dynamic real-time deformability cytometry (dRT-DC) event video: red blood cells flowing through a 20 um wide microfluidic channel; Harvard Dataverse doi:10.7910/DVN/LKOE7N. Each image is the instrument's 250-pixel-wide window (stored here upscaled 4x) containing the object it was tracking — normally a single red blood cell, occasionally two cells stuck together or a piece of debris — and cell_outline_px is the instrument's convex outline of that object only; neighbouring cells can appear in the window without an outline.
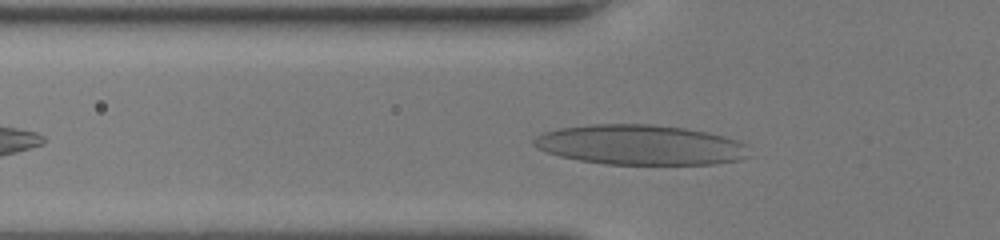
{"species": "human", "species_latin": "Homo sapiens", "temperature_condition": "room temperature", "stored_images_in_passage": 37, "camera_frame_rate_fps": 3000, "um_per_image_px": 0.085, "donor": {"sex": "female"}, "frame": {"image": 1, "passage_image": 6, "time_ms": 1.667, "image_size_px": [1000, 240], "cell_outline_px": [[756, 156], [740, 160], [712, 164], [604, 164], [580, 160], [560, 156], [536, 148], [532, 144], [532, 140], [536, 136], [544, 132], [560, 128], [592, 124], [652, 124], [684, 128], [724, 136], [748, 144]], "centroid_in_image_um": [54.5, 12.32], "position_along_channel_um": 71.3, "area_um2": 50.63}}
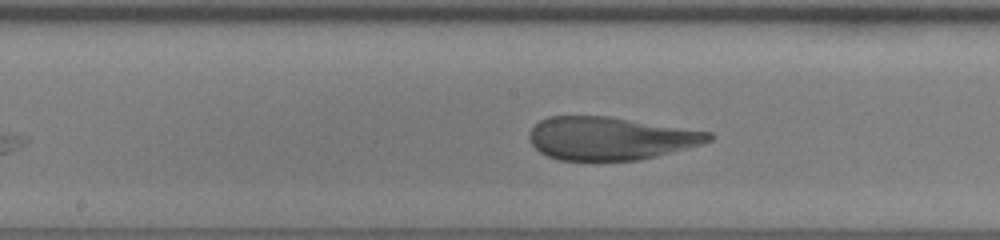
{"frame": {"image": 2, "passage_image": 16, "time_ms": 5.0, "image_size_px": [1000, 240], "cell_outline_px": [[712, 140], [700, 144], [640, 160], [560, 160], [548, 156], [540, 152], [532, 144], [528, 136], [528, 132], [540, 120], [548, 116], [608, 116], [712, 132]], "centroid_in_image_um": [51.84, 11.75], "position_along_channel_um": 196.4, "area_um2": 44.68}}
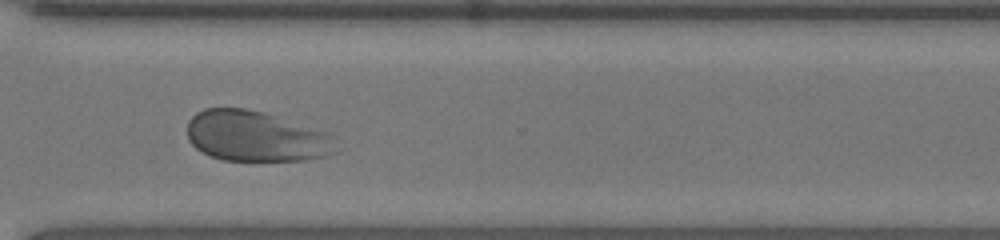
{"frame": {"image": 3, "passage_image": 28, "time_ms": 9.0, "image_size_px": [1000, 240], "cell_outline_px": [[344, 148], [340, 152], [304, 160], [224, 160], [212, 156], [196, 148], [188, 140], [188, 120], [196, 112], [204, 108], [244, 108], [264, 112], [328, 132], [336, 136]], "centroid_in_image_um": [21.86, 11.58], "position_along_channel_um": 348.7, "area_um2": 44.45}, "authors_computed_cell_mechanics": {"area_um2": 47.5116, "velocity_mm_per_s": 3.7954, "shape_relaxation_time_tau1_ms": 7.8381, "shape_relaxation_time_tau2_ms": 0.6188, "deformation_change_tau1": 0.2547, "deformation_change_tau2": 0.0765}}